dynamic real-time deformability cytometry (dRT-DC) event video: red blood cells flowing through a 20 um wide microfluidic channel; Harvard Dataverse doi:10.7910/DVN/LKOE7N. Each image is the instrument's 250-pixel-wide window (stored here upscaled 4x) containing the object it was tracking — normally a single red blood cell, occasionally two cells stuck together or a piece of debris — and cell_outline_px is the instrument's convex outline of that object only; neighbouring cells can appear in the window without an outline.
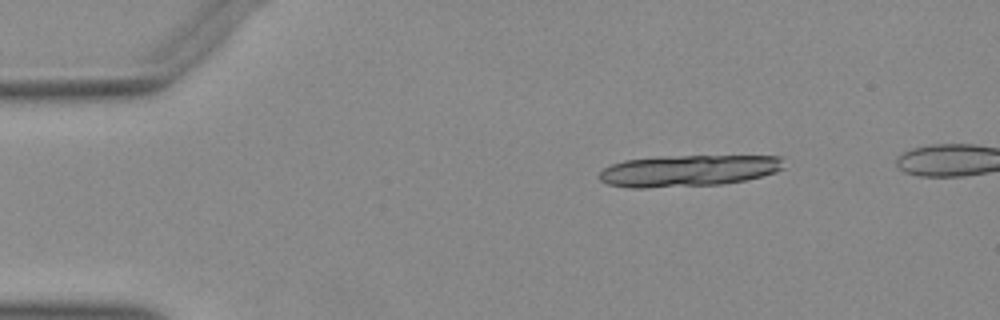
{"species": "Egyptian fruit bat (a non-hibernating species)", "species_latin": "Rousettus aegyptiacus", "temperature_condition": "warm", "stored_images_in_passage": 11, "camera_frame_rate_fps": 3000, "um_per_image_px": 0.085, "animal": {"sex": "female"}, "frame": {"image": 1, "passage_image": 2, "time_ms": 0.333, "image_size_px": [1000, 320], "cell_outline_px": [[784, 168], [776, 172], [744, 180], [724, 184], [648, 188], [628, 188], [608, 184], [600, 180], [600, 172], [604, 168], [612, 164], [624, 160], [680, 156], [780, 156]], "centroid_in_image_um": [58.49, 14.52], "position_along_channel_um": 26.5, "area_um2": 33.64}}